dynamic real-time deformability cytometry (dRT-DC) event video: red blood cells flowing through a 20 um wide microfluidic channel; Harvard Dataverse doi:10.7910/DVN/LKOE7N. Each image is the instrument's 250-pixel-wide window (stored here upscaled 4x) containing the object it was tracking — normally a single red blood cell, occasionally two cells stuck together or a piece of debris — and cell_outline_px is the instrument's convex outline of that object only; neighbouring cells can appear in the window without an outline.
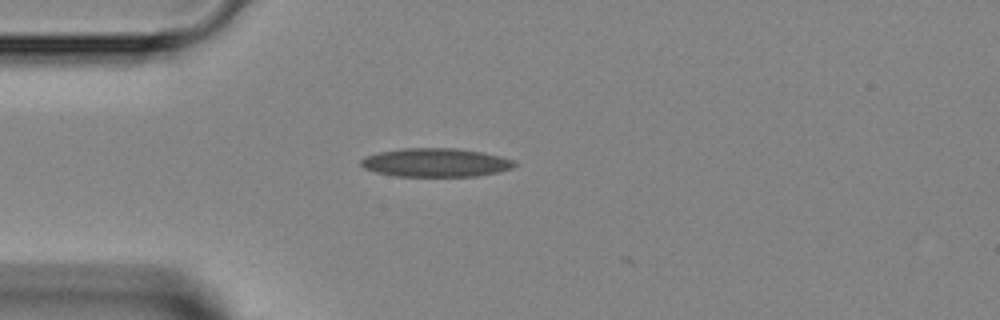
{"species": "Egyptian fruit bat (a non-hibernating species)", "species_latin": "Rousettus aegyptiacus", "temperature_condition": "room temperature", "stored_images_in_passage": 4, "camera_frame_rate_fps": 3000, "um_per_image_px": 0.085, "animal": {"sex": "female"}, "frame": {"image": 1, "passage_image": 1, "time_ms": 0.0, "image_size_px": [1000, 320], "cell_outline_px": [[516, 164], [512, 168], [496, 172], [476, 176], [396, 176], [376, 172], [364, 168], [360, 164], [360, 160], [368, 156], [380, 152], [404, 148], [456, 148], [484, 152], [500, 156], [512, 160]], "centroid_in_image_um": [37.03, 13.81], "position_along_channel_um": 48.0, "area_um2": 25.37}}